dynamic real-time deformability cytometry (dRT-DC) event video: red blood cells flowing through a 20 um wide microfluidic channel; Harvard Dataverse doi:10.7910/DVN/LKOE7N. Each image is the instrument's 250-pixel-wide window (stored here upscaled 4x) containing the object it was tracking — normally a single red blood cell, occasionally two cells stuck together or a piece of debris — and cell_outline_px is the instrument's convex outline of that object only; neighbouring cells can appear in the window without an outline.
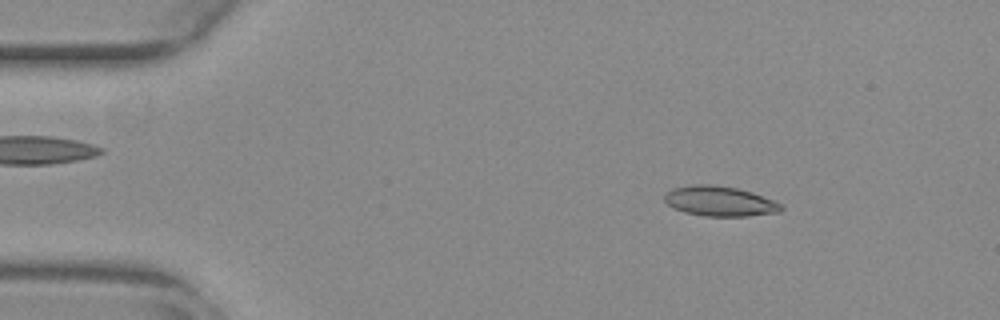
{"species": "common noctule bat (a hibernating species)", "species_latin": "Nyctalus noctula", "temperature_condition": "warm", "stored_images_in_passage": 53, "camera_frame_rate_fps": 3000, "um_per_image_px": 0.085, "animal": {"sex": "female", "body_mass_g": 29.2, "forearm_length_mm": 56.3}, "frame": {"image": 1, "passage_image": 7, "time_ms": 2.0, "image_size_px": [1000, 320], "cell_outline_px": [[784, 208], [780, 212], [748, 216], [704, 216], [684, 212], [672, 208], [664, 200], [664, 196], [672, 188], [692, 184], [712, 184], [736, 188], [752, 192], [772, 200], [780, 204]], "centroid_in_image_um": [61.15, 17.1], "position_along_channel_um": 23.8, "area_um2": 20.4}}
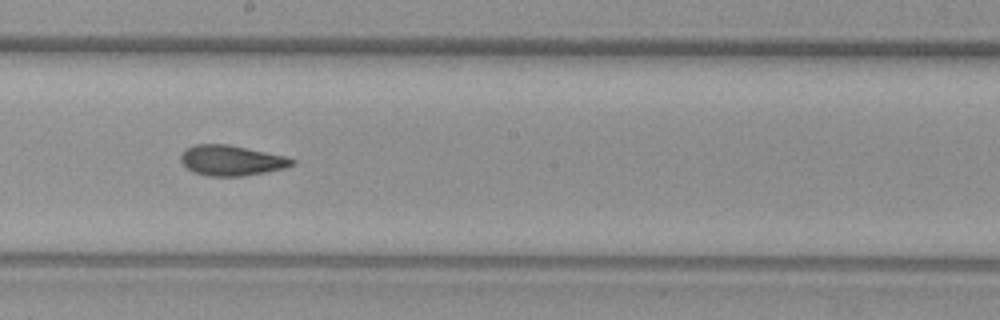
{"frame": {"image": 2, "passage_image": 29, "time_ms": 9.333, "image_size_px": [1000, 320], "cell_outline_px": [[296, 164], [284, 168], [244, 176], [208, 176], [192, 172], [180, 160], [180, 156], [188, 148], [196, 144], [228, 144], [288, 156], [296, 160]], "centroid_in_image_um": [19.72, 13.64], "position_along_channel_um": 228.5, "area_um2": 19.71}}
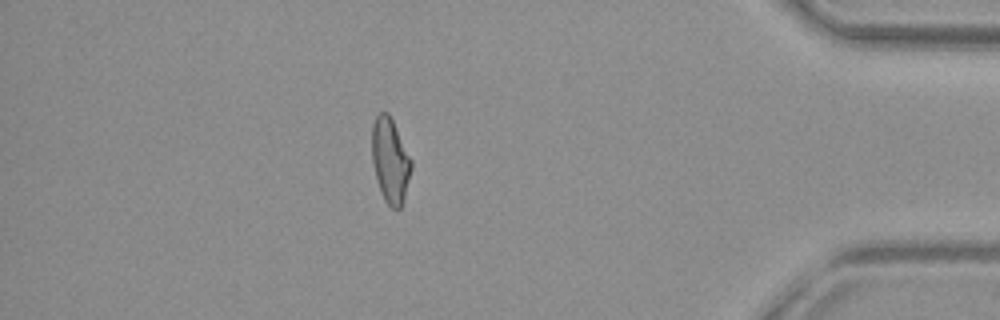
{"frame": {"image": 3, "passage_image": 46, "time_ms": 15.0, "image_size_px": [1000, 320], "cell_outline_px": [[412, 168], [404, 200], [400, 208], [396, 212], [384, 200], [380, 192], [376, 180], [372, 160], [372, 124], [376, 116], [380, 112], [388, 112], [412, 160]], "centroid_in_image_um": [33.17, 13.68], "position_along_channel_um": 402.0, "area_um2": 19.59}, "authors_computed_cell_mechanics": {"area_um2": 19.8832, "velocity_mm_per_s": 3.8536, "shape_relaxation_time_tau1_ms": null, "shape_relaxation_time_tau2_ms": 2.2706, "deformation_change_tau1": null, "deformation_change_tau2": 0.099}}